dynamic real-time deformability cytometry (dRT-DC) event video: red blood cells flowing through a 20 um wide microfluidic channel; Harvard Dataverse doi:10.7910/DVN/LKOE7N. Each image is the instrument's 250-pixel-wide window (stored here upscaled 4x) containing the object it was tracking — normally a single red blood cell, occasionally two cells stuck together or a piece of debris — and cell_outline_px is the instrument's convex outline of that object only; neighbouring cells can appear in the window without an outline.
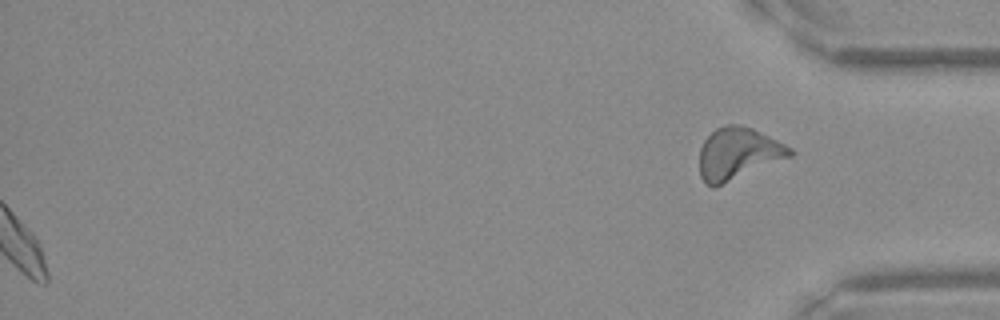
{"species": "Egyptian fruit bat (a non-hibernating species)", "species_latin": "Rousettus aegyptiacus", "temperature_condition": "warm", "stored_images_in_passage": 50, "segment_of_instrument_passage": [2, 2], "camera_frame_rate_fps": 3000, "um_per_image_px": 0.085, "frame": {"image": 1, "passage_image": 50, "time_ms": 16.333, "image_size_px": [1000, 320], "cell_outline_px": [[796, 152], [792, 156], [712, 188], [700, 176], [700, 148], [704, 140], [716, 128], [728, 124], [740, 124], [752, 128], [792, 148]], "centroid_in_image_um": [62.74, 13.04], "position_along_channel_um": 372.5, "area_um2": 27.05}}